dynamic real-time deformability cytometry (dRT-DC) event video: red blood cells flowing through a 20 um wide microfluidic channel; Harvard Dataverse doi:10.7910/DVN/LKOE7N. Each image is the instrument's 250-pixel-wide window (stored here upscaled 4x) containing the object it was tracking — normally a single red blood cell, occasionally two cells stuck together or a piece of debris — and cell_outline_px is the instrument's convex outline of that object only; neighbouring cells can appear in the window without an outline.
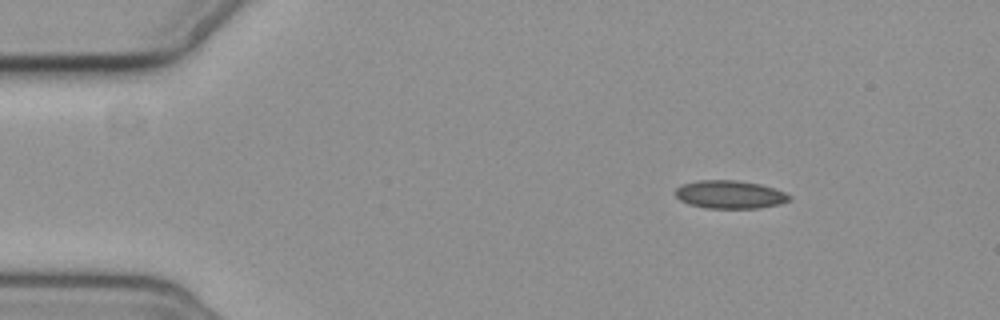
{"species": "common noctule bat (a hibernating species)", "species_latin": "Nyctalus noctula", "temperature_condition": "cold", "stored_images_in_passage": 4, "camera_frame_rate_fps": 3000, "um_per_image_px": 0.085, "animal": {"sex": "female", "body_mass_g": 19.3, "forearm_length_mm": 54.1}, "frame": {"image": 1, "passage_image": 1, "time_ms": 0.0, "image_size_px": [1000, 320], "cell_outline_px": [[792, 200], [780, 204], [760, 208], [704, 208], [688, 204], [680, 200], [676, 196], [676, 188], [680, 184], [696, 180], [736, 180], [760, 184], [784, 192], [792, 196]], "centroid_in_image_um": [62.03, 16.53], "position_along_channel_um": 23.0, "area_um2": 18.84}}